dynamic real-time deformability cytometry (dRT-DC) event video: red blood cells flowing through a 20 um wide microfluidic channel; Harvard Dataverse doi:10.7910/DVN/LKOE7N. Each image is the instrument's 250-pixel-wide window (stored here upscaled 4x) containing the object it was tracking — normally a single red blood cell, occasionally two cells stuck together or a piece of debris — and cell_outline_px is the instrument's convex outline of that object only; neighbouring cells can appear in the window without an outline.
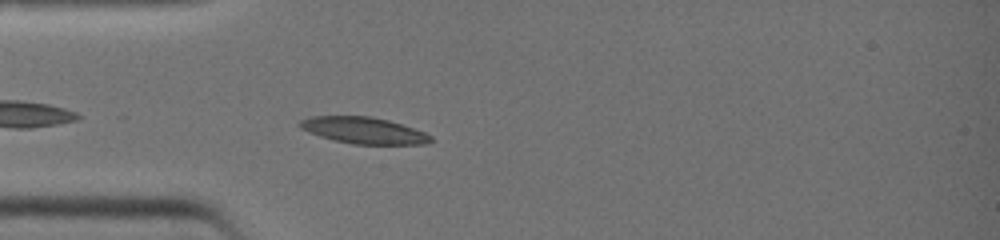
{"species": "common noctule bat (a hibernating species)", "species_latin": "Nyctalus noctula", "temperature_condition": "warm", "stored_images_in_passage": 30, "camera_frame_rate_fps": 3000, "um_per_image_px": 0.085, "animal": {"sex": "female", "body_mass_g": 19.0, "forearm_length_mm": 51.5}, "frame": {"image": 1, "passage_image": 3, "time_ms": 0.667, "image_size_px": [1000, 240], "cell_outline_px": [[432, 140], [424, 144], [356, 144], [336, 140], [320, 136], [308, 132], [300, 128], [300, 120], [312, 116], [368, 116], [388, 120], [424, 132], [432, 136]], "centroid_in_image_um": [30.9, 11.08], "position_along_channel_um": 54.1, "area_um2": 19.83}}
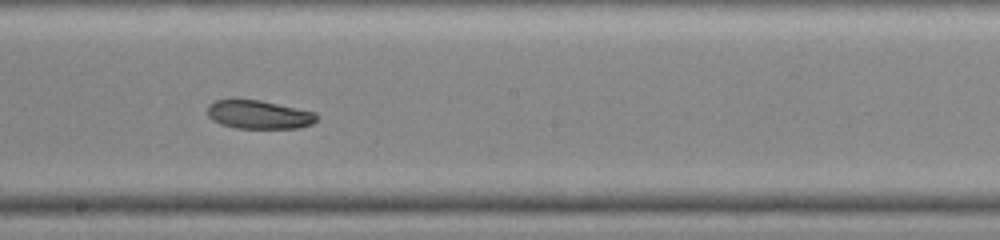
{"frame": {"image": 2, "passage_image": 14, "time_ms": 4.333, "image_size_px": [1000, 240], "cell_outline_px": [[320, 116], [312, 124], [296, 128], [236, 128], [220, 124], [212, 120], [208, 116], [208, 104], [216, 100], [260, 100], [316, 112]], "centroid_in_image_um": [22.02, 9.75], "position_along_channel_um": 226.2, "area_um2": 18.15}}
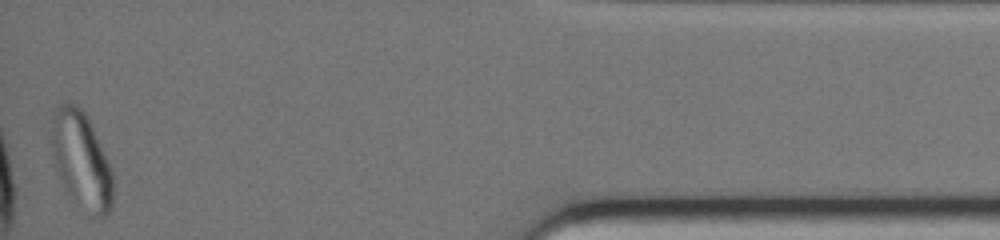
{"frame": {"image": 3, "passage_image": 30, "time_ms": 9.667, "image_size_px": [1000, 240], "cell_outline_px": [[112, 208], [104, 216], [92, 216], [72, 196], [60, 176], [52, 156], [52, 112], [60, 104], [76, 104], [88, 116], [92, 124], [112, 172]], "centroid_in_image_um": [6.92, 13.57], "position_along_channel_um": 428.3, "area_um2": 33.81}}